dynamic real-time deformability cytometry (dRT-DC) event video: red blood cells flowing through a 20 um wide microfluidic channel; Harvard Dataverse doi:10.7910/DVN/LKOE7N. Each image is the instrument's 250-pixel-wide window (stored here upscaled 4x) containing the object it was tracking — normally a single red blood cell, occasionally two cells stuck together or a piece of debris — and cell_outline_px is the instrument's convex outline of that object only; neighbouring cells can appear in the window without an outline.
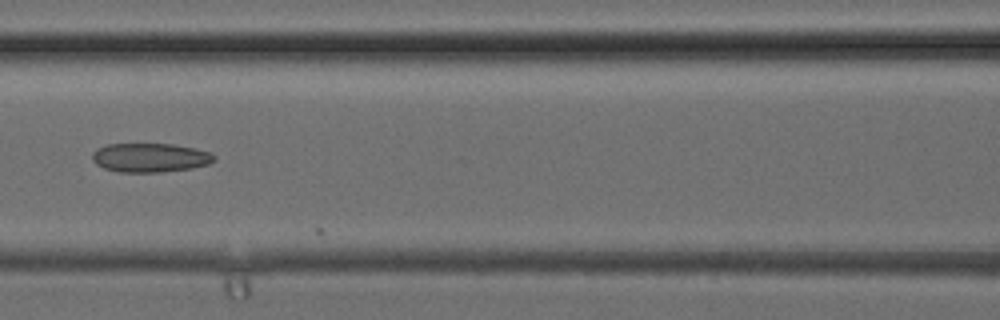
{"species": "common noctule bat (a hibernating species)", "species_latin": "Nyctalus noctula", "temperature_condition": "cold", "stored_images_in_passage": 19, "camera_frame_rate_fps": 3000, "um_per_image_px": 0.085, "animal": {"sex": "female", "body_mass_g": 24.6, "forearm_length_mm": 56.2}, "frame": {"image": 1, "passage_image": 16, "time_ms": 5.0, "image_size_px": [1000, 320], "cell_outline_px": [[216, 160], [208, 164], [192, 168], [160, 172], [120, 172], [104, 168], [96, 164], [92, 160], [92, 152], [96, 148], [108, 144], [172, 144], [212, 152], [216, 156]], "centroid_in_image_um": [12.76, 13.4], "position_along_channel_um": 153.8, "area_um2": 20.69}}
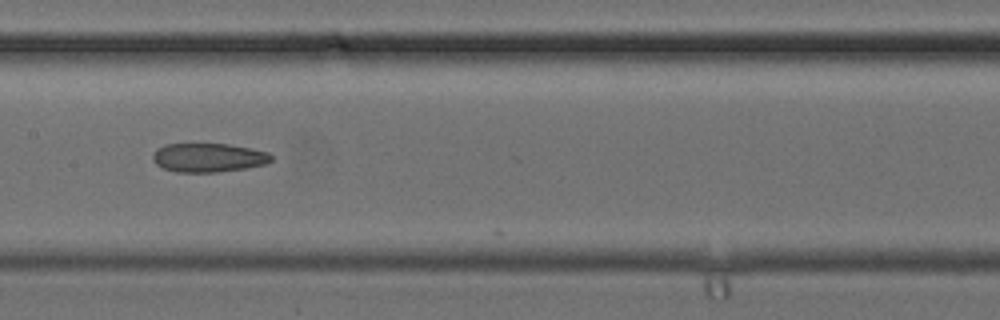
{"frame": {"image": 2, "passage_image": 18, "time_ms": 5.667, "image_size_px": [1000, 320], "cell_outline_px": [[272, 160], [264, 164], [244, 168], [216, 172], [176, 172], [164, 168], [156, 164], [152, 160], [152, 156], [156, 148], [164, 144], [228, 144], [268, 152], [272, 156]], "centroid_in_image_um": [17.66, 13.39], "position_along_channel_um": 189.7, "area_um2": 19.83}}